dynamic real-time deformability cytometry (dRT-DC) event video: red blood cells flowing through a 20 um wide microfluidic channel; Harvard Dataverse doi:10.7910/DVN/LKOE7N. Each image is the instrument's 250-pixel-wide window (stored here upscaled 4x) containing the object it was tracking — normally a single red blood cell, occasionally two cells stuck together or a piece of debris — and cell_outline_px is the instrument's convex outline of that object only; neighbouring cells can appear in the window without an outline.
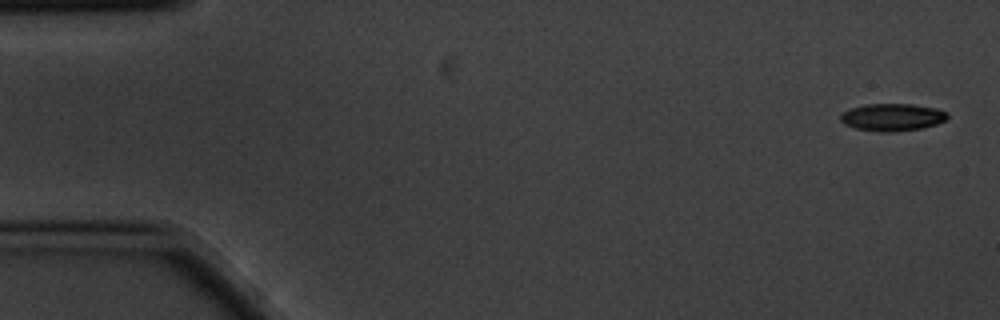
{"species": "common noctule bat (a hibernating species)", "species_latin": "Nyctalus noctula", "temperature_condition": "cold", "stored_images_in_passage": 3, "camera_frame_rate_fps": 3000, "um_per_image_px": 0.085, "animal": {"sex": "male", "body_mass_g": 20.1, "forearm_length_mm": 53.5}, "frame": {"image": 1, "passage_image": 1, "time_ms": 0.0, "image_size_px": [1000, 320], "cell_outline_px": [[948, 120], [936, 124], [920, 128], [896, 132], [880, 132], [856, 128], [844, 124], [840, 120], [840, 116], [844, 112], [852, 108], [868, 104], [912, 104], [936, 108], [948, 112]], "centroid_in_image_um": [75.88, 9.97], "position_along_channel_um": 9.1, "area_um2": 17.05}}